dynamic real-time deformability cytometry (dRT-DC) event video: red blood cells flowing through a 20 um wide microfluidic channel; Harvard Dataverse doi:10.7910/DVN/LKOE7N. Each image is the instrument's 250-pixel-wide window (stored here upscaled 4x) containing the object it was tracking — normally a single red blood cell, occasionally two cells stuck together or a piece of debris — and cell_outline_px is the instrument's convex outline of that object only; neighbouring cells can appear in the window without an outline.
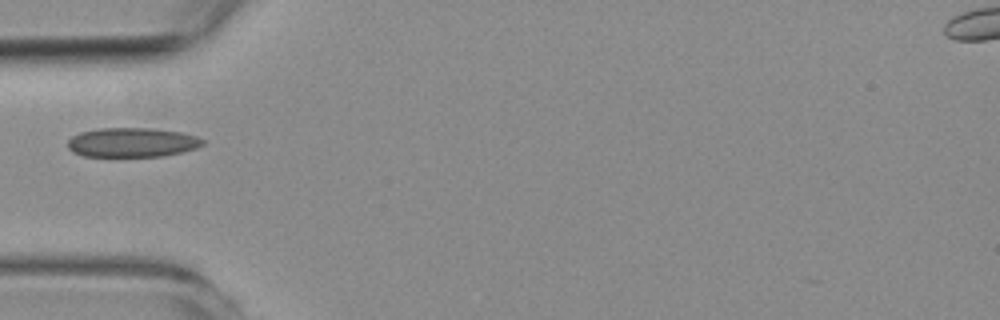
{"species": "common noctule bat (a hibernating species)", "species_latin": "Nyctalus noctula", "temperature_condition": "room temperature", "stored_images_in_passage": 38, "camera_frame_rate_fps": 3000, "um_per_image_px": 0.085, "animal": {"sex": "female", "body_mass_g": 19.3, "forearm_length_mm": 54.1}, "frame": {"image": 1, "passage_image": 1, "time_ms": 0.0, "image_size_px": [1000, 320], "cell_outline_px": [[204, 144], [196, 148], [164, 156], [84, 156], [72, 152], [68, 148], [68, 140], [72, 136], [80, 132], [100, 128], [156, 128], [180, 132], [196, 136], [204, 140]], "centroid_in_image_um": [11.22, 12.1], "position_along_channel_um": 73.8, "area_um2": 23.12}}
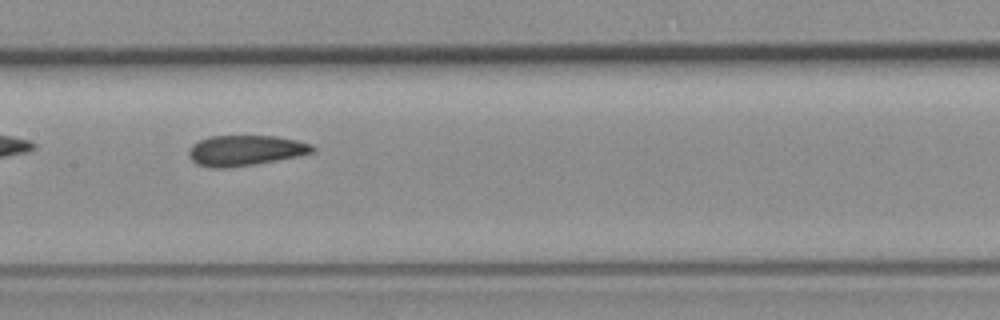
{"frame": {"image": 2, "passage_image": 10, "time_ms": 3.0, "image_size_px": [1000, 320], "cell_outline_px": [[316, 148], [312, 152], [296, 156], [256, 164], [224, 168], [208, 168], [196, 164], [188, 156], [188, 148], [192, 144], [208, 136], [276, 136], [296, 140], [312, 144]], "centroid_in_image_um": [20.79, 12.79], "position_along_channel_um": 186.6, "area_um2": 22.02}}
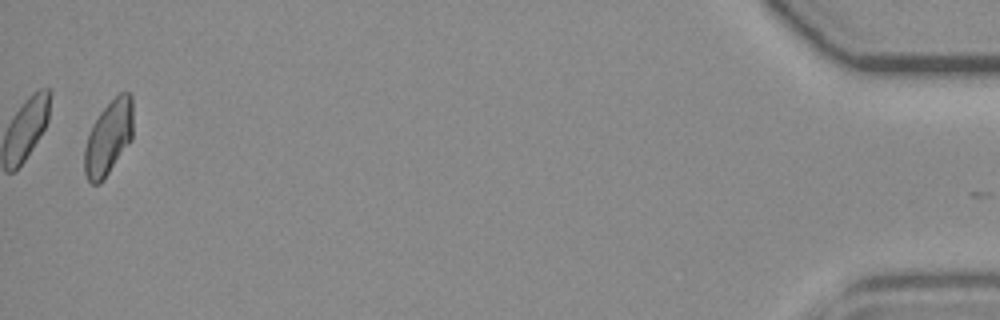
{"frame": {"image": 3, "passage_image": 37, "time_ms": 12.0, "image_size_px": [1000, 320], "cell_outline_px": [[132, 140], [104, 180], [100, 184], [92, 184], [88, 180], [84, 172], [84, 148], [92, 124], [100, 112], [120, 92], [128, 92], [132, 96]], "centroid_in_image_um": [9.22, 11.74], "position_along_channel_um": 426.0, "area_um2": 21.15}}